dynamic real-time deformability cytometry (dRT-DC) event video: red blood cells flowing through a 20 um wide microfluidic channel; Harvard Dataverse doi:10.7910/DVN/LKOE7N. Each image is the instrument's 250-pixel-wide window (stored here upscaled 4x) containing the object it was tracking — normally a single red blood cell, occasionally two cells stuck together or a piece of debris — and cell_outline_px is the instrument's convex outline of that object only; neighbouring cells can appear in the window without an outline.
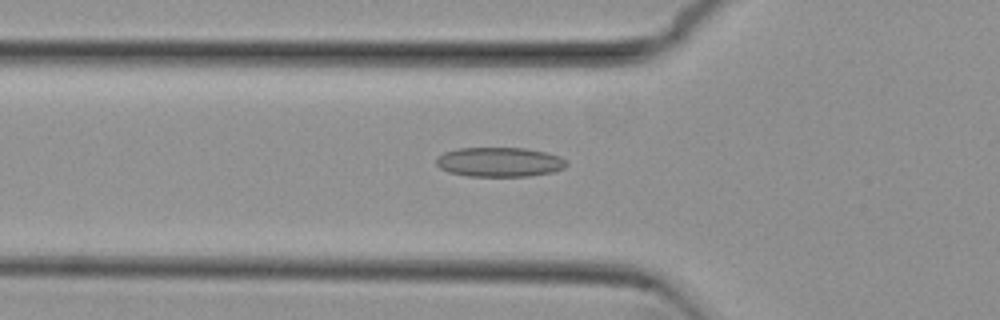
{"species": "common noctule bat (a hibernating species)", "species_latin": "Nyctalus noctula", "temperature_condition": "cold", "stored_images_in_passage": 43, "camera_frame_rate_fps": 3000, "um_per_image_px": 0.085, "animal": {"sex": "female", "body_mass_g": 29.2, "forearm_length_mm": 56.3}, "frame": {"image": 1, "passage_image": 8, "time_ms": 2.333, "image_size_px": [1000, 320], "cell_outline_px": [[568, 164], [564, 168], [552, 172], [528, 176], [468, 176], [448, 172], [440, 168], [436, 164], [436, 156], [444, 152], [456, 148], [524, 148], [548, 152], [560, 156]], "centroid_in_image_um": [42.43, 13.77], "position_along_channel_um": 83.4, "area_um2": 22.54}}
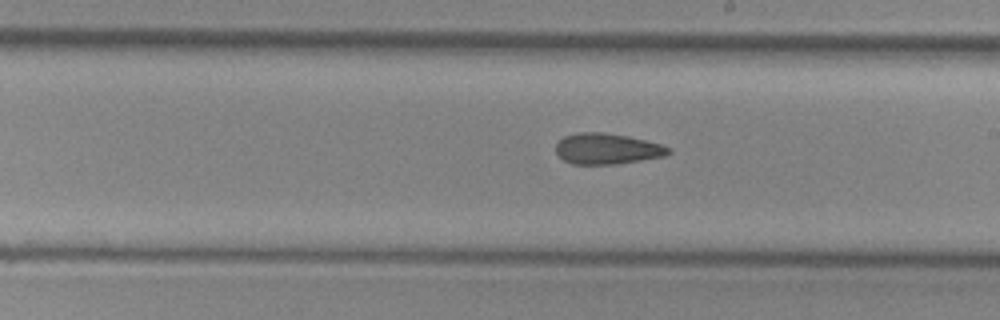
{"frame": {"image": 2, "passage_image": 20, "time_ms": 6.333, "image_size_px": [1000, 320], "cell_outline_px": [[672, 152], [664, 156], [616, 164], [572, 164], [564, 160], [556, 152], [556, 144], [564, 136], [576, 132], [604, 132], [628, 136], [660, 144], [668, 148]], "centroid_in_image_um": [51.57, 12.64], "position_along_channel_um": 237.4, "area_um2": 20.11}}
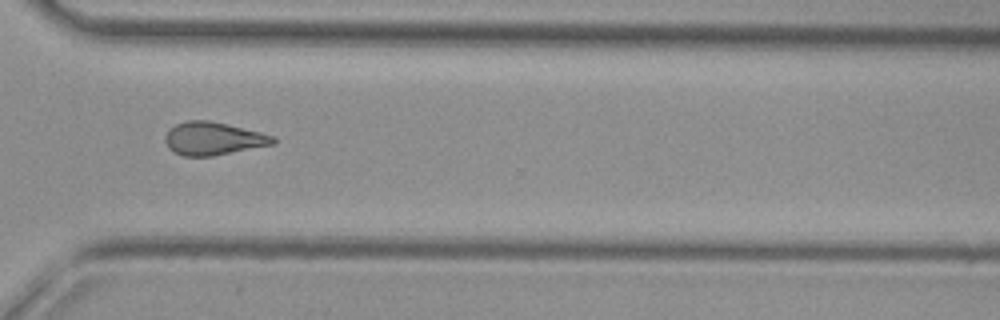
{"frame": {"image": 3, "passage_image": 29, "time_ms": 9.333, "image_size_px": [1000, 320], "cell_outline_px": [[276, 144], [212, 156], [184, 156], [168, 148], [164, 140], [164, 136], [168, 128], [176, 124], [188, 120], [208, 120], [228, 124], [276, 136]], "centroid_in_image_um": [18.13, 11.77], "position_along_channel_um": 352.5, "area_um2": 20.92}, "authors_computed_cell_mechanics": {"area_um2": 20.6346, "velocity_mm_per_s": 3.8379, "shape_relaxation_time_tau1_ms": null, "shape_relaxation_time_tau2_ms": 3.5689, "deformation_change_tau1": null, "deformation_change_tau2": 0.1176}}